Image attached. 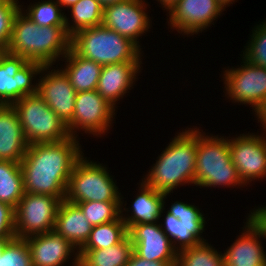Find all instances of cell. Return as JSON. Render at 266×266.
<instances>
[{
  "label": "cell",
  "mask_w": 266,
  "mask_h": 266,
  "mask_svg": "<svg viewBox=\"0 0 266 266\" xmlns=\"http://www.w3.org/2000/svg\"><path fill=\"white\" fill-rule=\"evenodd\" d=\"M221 7L228 8L231 4H234L235 2H237V0H216Z\"/></svg>",
  "instance_id": "cell-42"
},
{
  "label": "cell",
  "mask_w": 266,
  "mask_h": 266,
  "mask_svg": "<svg viewBox=\"0 0 266 266\" xmlns=\"http://www.w3.org/2000/svg\"><path fill=\"white\" fill-rule=\"evenodd\" d=\"M137 184V188L139 189L134 201L132 200L131 208L130 206L128 208L126 207L128 203L123 200L124 196L121 194L120 217L126 224L127 229L136 224L158 223L162 220L160 216L164 208V200L167 199V196L169 197L171 195V193L163 194L156 191L142 179Z\"/></svg>",
  "instance_id": "cell-21"
},
{
  "label": "cell",
  "mask_w": 266,
  "mask_h": 266,
  "mask_svg": "<svg viewBox=\"0 0 266 266\" xmlns=\"http://www.w3.org/2000/svg\"><path fill=\"white\" fill-rule=\"evenodd\" d=\"M43 67L41 63L6 51L0 58V105H13L24 96L37 94L36 76Z\"/></svg>",
  "instance_id": "cell-10"
},
{
  "label": "cell",
  "mask_w": 266,
  "mask_h": 266,
  "mask_svg": "<svg viewBox=\"0 0 266 266\" xmlns=\"http://www.w3.org/2000/svg\"><path fill=\"white\" fill-rule=\"evenodd\" d=\"M223 11L226 10L216 0H179L167 13L166 23L183 38L190 37L215 25Z\"/></svg>",
  "instance_id": "cell-15"
},
{
  "label": "cell",
  "mask_w": 266,
  "mask_h": 266,
  "mask_svg": "<svg viewBox=\"0 0 266 266\" xmlns=\"http://www.w3.org/2000/svg\"><path fill=\"white\" fill-rule=\"evenodd\" d=\"M70 42L66 26H38L19 10L6 51L28 61L52 66L68 53Z\"/></svg>",
  "instance_id": "cell-3"
},
{
  "label": "cell",
  "mask_w": 266,
  "mask_h": 266,
  "mask_svg": "<svg viewBox=\"0 0 266 266\" xmlns=\"http://www.w3.org/2000/svg\"><path fill=\"white\" fill-rule=\"evenodd\" d=\"M67 10L72 18L65 16L66 32L70 37L82 29L102 25L103 6L98 0H79Z\"/></svg>",
  "instance_id": "cell-26"
},
{
  "label": "cell",
  "mask_w": 266,
  "mask_h": 266,
  "mask_svg": "<svg viewBox=\"0 0 266 266\" xmlns=\"http://www.w3.org/2000/svg\"><path fill=\"white\" fill-rule=\"evenodd\" d=\"M261 132L228 136L231 160L246 187L253 181L266 180V131Z\"/></svg>",
  "instance_id": "cell-13"
},
{
  "label": "cell",
  "mask_w": 266,
  "mask_h": 266,
  "mask_svg": "<svg viewBox=\"0 0 266 266\" xmlns=\"http://www.w3.org/2000/svg\"><path fill=\"white\" fill-rule=\"evenodd\" d=\"M30 252L32 266H79V250L54 231L34 235L25 239ZM67 266V265H66Z\"/></svg>",
  "instance_id": "cell-17"
},
{
  "label": "cell",
  "mask_w": 266,
  "mask_h": 266,
  "mask_svg": "<svg viewBox=\"0 0 266 266\" xmlns=\"http://www.w3.org/2000/svg\"><path fill=\"white\" fill-rule=\"evenodd\" d=\"M11 239H13V238H0V259H1L2 251H3L4 247H5V245Z\"/></svg>",
  "instance_id": "cell-43"
},
{
  "label": "cell",
  "mask_w": 266,
  "mask_h": 266,
  "mask_svg": "<svg viewBox=\"0 0 266 266\" xmlns=\"http://www.w3.org/2000/svg\"><path fill=\"white\" fill-rule=\"evenodd\" d=\"M20 10L38 26H66V14L55 0L31 2L27 9L21 4Z\"/></svg>",
  "instance_id": "cell-29"
},
{
  "label": "cell",
  "mask_w": 266,
  "mask_h": 266,
  "mask_svg": "<svg viewBox=\"0 0 266 266\" xmlns=\"http://www.w3.org/2000/svg\"><path fill=\"white\" fill-rule=\"evenodd\" d=\"M103 163L90 160L84 155L76 162L67 185L65 200L79 202H120L119 186Z\"/></svg>",
  "instance_id": "cell-6"
},
{
  "label": "cell",
  "mask_w": 266,
  "mask_h": 266,
  "mask_svg": "<svg viewBox=\"0 0 266 266\" xmlns=\"http://www.w3.org/2000/svg\"><path fill=\"white\" fill-rule=\"evenodd\" d=\"M175 266H224L223 253L209 242L181 250Z\"/></svg>",
  "instance_id": "cell-30"
},
{
  "label": "cell",
  "mask_w": 266,
  "mask_h": 266,
  "mask_svg": "<svg viewBox=\"0 0 266 266\" xmlns=\"http://www.w3.org/2000/svg\"><path fill=\"white\" fill-rule=\"evenodd\" d=\"M100 2V4L103 6V8L119 3V2H123L125 0H98Z\"/></svg>",
  "instance_id": "cell-41"
},
{
  "label": "cell",
  "mask_w": 266,
  "mask_h": 266,
  "mask_svg": "<svg viewBox=\"0 0 266 266\" xmlns=\"http://www.w3.org/2000/svg\"><path fill=\"white\" fill-rule=\"evenodd\" d=\"M157 2H159L158 4L160 5L159 7L162 6V10H166V12L168 13L170 11V9L179 1V0H156Z\"/></svg>",
  "instance_id": "cell-39"
},
{
  "label": "cell",
  "mask_w": 266,
  "mask_h": 266,
  "mask_svg": "<svg viewBox=\"0 0 266 266\" xmlns=\"http://www.w3.org/2000/svg\"><path fill=\"white\" fill-rule=\"evenodd\" d=\"M29 146L13 105H0V160L20 163Z\"/></svg>",
  "instance_id": "cell-22"
},
{
  "label": "cell",
  "mask_w": 266,
  "mask_h": 266,
  "mask_svg": "<svg viewBox=\"0 0 266 266\" xmlns=\"http://www.w3.org/2000/svg\"><path fill=\"white\" fill-rule=\"evenodd\" d=\"M240 57V66H228L223 70V92L229 102L250 106L254 113L266 98V68L253 65Z\"/></svg>",
  "instance_id": "cell-9"
},
{
  "label": "cell",
  "mask_w": 266,
  "mask_h": 266,
  "mask_svg": "<svg viewBox=\"0 0 266 266\" xmlns=\"http://www.w3.org/2000/svg\"><path fill=\"white\" fill-rule=\"evenodd\" d=\"M70 48L79 56L102 66L142 62L143 51L131 40L103 25L86 28L71 36Z\"/></svg>",
  "instance_id": "cell-5"
},
{
  "label": "cell",
  "mask_w": 266,
  "mask_h": 266,
  "mask_svg": "<svg viewBox=\"0 0 266 266\" xmlns=\"http://www.w3.org/2000/svg\"><path fill=\"white\" fill-rule=\"evenodd\" d=\"M6 52V49L0 48V58L3 56V54Z\"/></svg>",
  "instance_id": "cell-44"
},
{
  "label": "cell",
  "mask_w": 266,
  "mask_h": 266,
  "mask_svg": "<svg viewBox=\"0 0 266 266\" xmlns=\"http://www.w3.org/2000/svg\"><path fill=\"white\" fill-rule=\"evenodd\" d=\"M200 128L197 127L195 186L201 189L244 188L246 185L231 160L229 138L207 134Z\"/></svg>",
  "instance_id": "cell-4"
},
{
  "label": "cell",
  "mask_w": 266,
  "mask_h": 266,
  "mask_svg": "<svg viewBox=\"0 0 266 266\" xmlns=\"http://www.w3.org/2000/svg\"><path fill=\"white\" fill-rule=\"evenodd\" d=\"M127 235L126 224L119 216L114 221L93 226L87 242L80 250L108 248L121 242Z\"/></svg>",
  "instance_id": "cell-28"
},
{
  "label": "cell",
  "mask_w": 266,
  "mask_h": 266,
  "mask_svg": "<svg viewBox=\"0 0 266 266\" xmlns=\"http://www.w3.org/2000/svg\"><path fill=\"white\" fill-rule=\"evenodd\" d=\"M20 9L19 0H0V48L7 49L13 21Z\"/></svg>",
  "instance_id": "cell-34"
},
{
  "label": "cell",
  "mask_w": 266,
  "mask_h": 266,
  "mask_svg": "<svg viewBox=\"0 0 266 266\" xmlns=\"http://www.w3.org/2000/svg\"><path fill=\"white\" fill-rule=\"evenodd\" d=\"M59 62L60 69L68 77L76 92L95 90L101 75L102 65L77 55L71 48Z\"/></svg>",
  "instance_id": "cell-24"
},
{
  "label": "cell",
  "mask_w": 266,
  "mask_h": 266,
  "mask_svg": "<svg viewBox=\"0 0 266 266\" xmlns=\"http://www.w3.org/2000/svg\"><path fill=\"white\" fill-rule=\"evenodd\" d=\"M80 139L70 137L60 142L30 144L20 162L25 193L65 200L72 170L85 155Z\"/></svg>",
  "instance_id": "cell-1"
},
{
  "label": "cell",
  "mask_w": 266,
  "mask_h": 266,
  "mask_svg": "<svg viewBox=\"0 0 266 266\" xmlns=\"http://www.w3.org/2000/svg\"><path fill=\"white\" fill-rule=\"evenodd\" d=\"M133 253L132 241L127 235L116 245L98 250H79V266H125Z\"/></svg>",
  "instance_id": "cell-25"
},
{
  "label": "cell",
  "mask_w": 266,
  "mask_h": 266,
  "mask_svg": "<svg viewBox=\"0 0 266 266\" xmlns=\"http://www.w3.org/2000/svg\"><path fill=\"white\" fill-rule=\"evenodd\" d=\"M77 205L92 226L114 221L120 216V202L88 201Z\"/></svg>",
  "instance_id": "cell-32"
},
{
  "label": "cell",
  "mask_w": 266,
  "mask_h": 266,
  "mask_svg": "<svg viewBox=\"0 0 266 266\" xmlns=\"http://www.w3.org/2000/svg\"><path fill=\"white\" fill-rule=\"evenodd\" d=\"M176 132L150 170L141 178L160 193H172L180 186H195L197 126ZM188 128V129H187Z\"/></svg>",
  "instance_id": "cell-2"
},
{
  "label": "cell",
  "mask_w": 266,
  "mask_h": 266,
  "mask_svg": "<svg viewBox=\"0 0 266 266\" xmlns=\"http://www.w3.org/2000/svg\"><path fill=\"white\" fill-rule=\"evenodd\" d=\"M166 203L164 200L160 218L164 217L159 224L177 252L208 241L202 234H204L209 220L206 221L207 217L198 205L177 200L166 209ZM165 210L167 211L165 212Z\"/></svg>",
  "instance_id": "cell-8"
},
{
  "label": "cell",
  "mask_w": 266,
  "mask_h": 266,
  "mask_svg": "<svg viewBox=\"0 0 266 266\" xmlns=\"http://www.w3.org/2000/svg\"><path fill=\"white\" fill-rule=\"evenodd\" d=\"M254 117L256 116L257 123L260 122V127H262V131H266V98L261 103V105L254 112Z\"/></svg>",
  "instance_id": "cell-38"
},
{
  "label": "cell",
  "mask_w": 266,
  "mask_h": 266,
  "mask_svg": "<svg viewBox=\"0 0 266 266\" xmlns=\"http://www.w3.org/2000/svg\"><path fill=\"white\" fill-rule=\"evenodd\" d=\"M240 54L249 63L266 68V20L256 24Z\"/></svg>",
  "instance_id": "cell-31"
},
{
  "label": "cell",
  "mask_w": 266,
  "mask_h": 266,
  "mask_svg": "<svg viewBox=\"0 0 266 266\" xmlns=\"http://www.w3.org/2000/svg\"><path fill=\"white\" fill-rule=\"evenodd\" d=\"M142 64L144 63L123 62L102 66L96 90L112 107L118 109L120 99L123 100L134 85L136 86L138 76L143 70Z\"/></svg>",
  "instance_id": "cell-20"
},
{
  "label": "cell",
  "mask_w": 266,
  "mask_h": 266,
  "mask_svg": "<svg viewBox=\"0 0 266 266\" xmlns=\"http://www.w3.org/2000/svg\"><path fill=\"white\" fill-rule=\"evenodd\" d=\"M0 266H32L25 239L15 237L8 241L2 251Z\"/></svg>",
  "instance_id": "cell-33"
},
{
  "label": "cell",
  "mask_w": 266,
  "mask_h": 266,
  "mask_svg": "<svg viewBox=\"0 0 266 266\" xmlns=\"http://www.w3.org/2000/svg\"><path fill=\"white\" fill-rule=\"evenodd\" d=\"M117 110L112 107L98 91L77 92L72 122L67 126L71 137L81 134L104 137L112 129ZM79 131V132H78ZM78 133V134H77Z\"/></svg>",
  "instance_id": "cell-11"
},
{
  "label": "cell",
  "mask_w": 266,
  "mask_h": 266,
  "mask_svg": "<svg viewBox=\"0 0 266 266\" xmlns=\"http://www.w3.org/2000/svg\"><path fill=\"white\" fill-rule=\"evenodd\" d=\"M28 144L60 142L71 137L58 115L38 95H27L13 104Z\"/></svg>",
  "instance_id": "cell-7"
},
{
  "label": "cell",
  "mask_w": 266,
  "mask_h": 266,
  "mask_svg": "<svg viewBox=\"0 0 266 266\" xmlns=\"http://www.w3.org/2000/svg\"><path fill=\"white\" fill-rule=\"evenodd\" d=\"M176 262L148 261L139 257L134 251L125 266H175Z\"/></svg>",
  "instance_id": "cell-37"
},
{
  "label": "cell",
  "mask_w": 266,
  "mask_h": 266,
  "mask_svg": "<svg viewBox=\"0 0 266 266\" xmlns=\"http://www.w3.org/2000/svg\"><path fill=\"white\" fill-rule=\"evenodd\" d=\"M15 237V209L0 202V238Z\"/></svg>",
  "instance_id": "cell-35"
},
{
  "label": "cell",
  "mask_w": 266,
  "mask_h": 266,
  "mask_svg": "<svg viewBox=\"0 0 266 266\" xmlns=\"http://www.w3.org/2000/svg\"><path fill=\"white\" fill-rule=\"evenodd\" d=\"M61 199L45 194L25 193L15 209V234L17 238L53 231Z\"/></svg>",
  "instance_id": "cell-12"
},
{
  "label": "cell",
  "mask_w": 266,
  "mask_h": 266,
  "mask_svg": "<svg viewBox=\"0 0 266 266\" xmlns=\"http://www.w3.org/2000/svg\"><path fill=\"white\" fill-rule=\"evenodd\" d=\"M92 227L77 204L61 201L53 228L56 234L80 250L87 242Z\"/></svg>",
  "instance_id": "cell-23"
},
{
  "label": "cell",
  "mask_w": 266,
  "mask_h": 266,
  "mask_svg": "<svg viewBox=\"0 0 266 266\" xmlns=\"http://www.w3.org/2000/svg\"><path fill=\"white\" fill-rule=\"evenodd\" d=\"M146 0H125L103 8L102 25L133 41L141 50L139 38L150 32L152 18ZM145 33V34H144Z\"/></svg>",
  "instance_id": "cell-14"
},
{
  "label": "cell",
  "mask_w": 266,
  "mask_h": 266,
  "mask_svg": "<svg viewBox=\"0 0 266 266\" xmlns=\"http://www.w3.org/2000/svg\"><path fill=\"white\" fill-rule=\"evenodd\" d=\"M254 209V210H253ZM247 215L251 221L263 232L266 239V204L254 207Z\"/></svg>",
  "instance_id": "cell-36"
},
{
  "label": "cell",
  "mask_w": 266,
  "mask_h": 266,
  "mask_svg": "<svg viewBox=\"0 0 266 266\" xmlns=\"http://www.w3.org/2000/svg\"><path fill=\"white\" fill-rule=\"evenodd\" d=\"M233 243L223 250L224 266H266L263 232L247 216Z\"/></svg>",
  "instance_id": "cell-19"
},
{
  "label": "cell",
  "mask_w": 266,
  "mask_h": 266,
  "mask_svg": "<svg viewBox=\"0 0 266 266\" xmlns=\"http://www.w3.org/2000/svg\"><path fill=\"white\" fill-rule=\"evenodd\" d=\"M65 11V8H70L72 5L76 4L79 0H55Z\"/></svg>",
  "instance_id": "cell-40"
},
{
  "label": "cell",
  "mask_w": 266,
  "mask_h": 266,
  "mask_svg": "<svg viewBox=\"0 0 266 266\" xmlns=\"http://www.w3.org/2000/svg\"><path fill=\"white\" fill-rule=\"evenodd\" d=\"M128 235L133 251L148 261L176 262L178 252L158 223H141L131 226Z\"/></svg>",
  "instance_id": "cell-18"
},
{
  "label": "cell",
  "mask_w": 266,
  "mask_h": 266,
  "mask_svg": "<svg viewBox=\"0 0 266 266\" xmlns=\"http://www.w3.org/2000/svg\"><path fill=\"white\" fill-rule=\"evenodd\" d=\"M24 194L20 163L0 160V202L15 208Z\"/></svg>",
  "instance_id": "cell-27"
},
{
  "label": "cell",
  "mask_w": 266,
  "mask_h": 266,
  "mask_svg": "<svg viewBox=\"0 0 266 266\" xmlns=\"http://www.w3.org/2000/svg\"><path fill=\"white\" fill-rule=\"evenodd\" d=\"M38 78L37 94L68 126L72 122L77 95L68 77L56 64V67L44 66Z\"/></svg>",
  "instance_id": "cell-16"
}]
</instances>
